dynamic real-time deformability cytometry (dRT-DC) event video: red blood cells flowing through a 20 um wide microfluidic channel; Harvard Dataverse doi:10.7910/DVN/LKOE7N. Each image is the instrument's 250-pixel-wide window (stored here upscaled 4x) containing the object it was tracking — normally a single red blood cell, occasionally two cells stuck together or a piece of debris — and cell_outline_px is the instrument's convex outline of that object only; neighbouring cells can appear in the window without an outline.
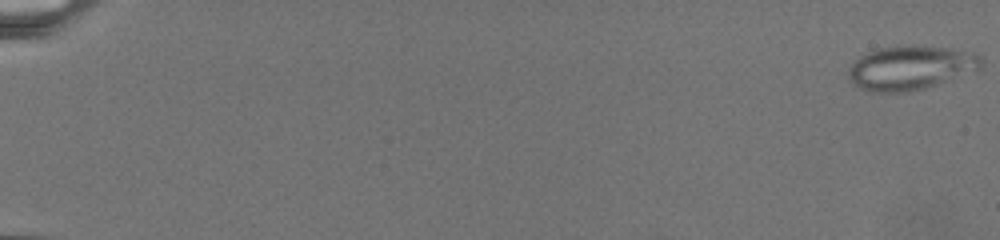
{"species": "common noctule bat (a hibernating species)", "species_latin": "Nyctalus noctula", "temperature_condition": "warm", "stored_images_in_passage": 81, "camera_frame_rate_fps": 3000, "um_per_image_px": 0.085, "animal": {"sex": "female", "body_mass_g": 19.5, "forearm_length_mm": 54.1}, "frame": {"image": 1, "passage_image": 1, "time_ms": 0.0, "image_size_px": [1000, 240], "cell_outline_px": [[984, 64], [980, 68], [936, 84], [924, 88], [908, 92], [868, 92], [852, 84], [848, 80], [848, 72], [852, 64], [860, 56], [876, 48], [908, 44], [912, 44], [948, 48], [980, 56], [984, 60]], "centroid_in_image_um": [77.33, 5.75], "position_along_channel_um": 7.7, "area_um2": 34.04}}
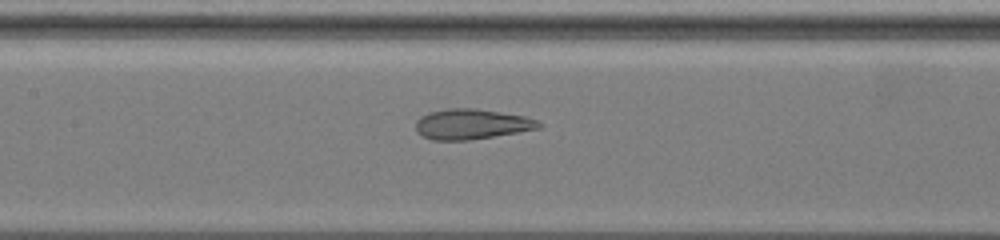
{"frame": {"image": 2, "passage_image": 39, "time_ms": 13.0, "image_size_px": [1000, 240], "cell_outline_px": [[544, 124], [540, 128], [468, 140], [432, 140], [416, 132], [416, 120], [420, 116], [428, 112], [448, 108], [476, 108], [524, 116], [536, 120]], "centroid_in_image_um": [40.05, 10.54], "position_along_channel_um": 167.4, "area_um2": 21.62}}
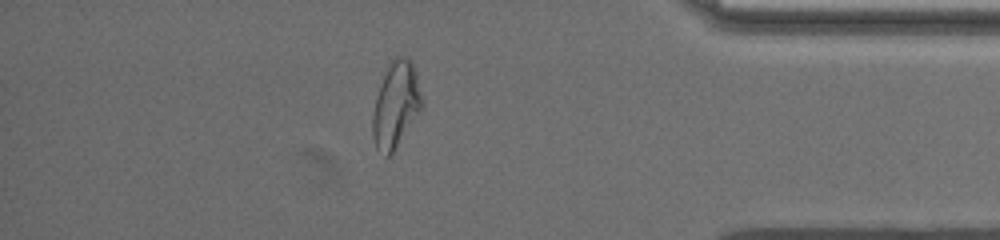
{"frame": {"image": 3, "passage_image": 68, "time_ms": 22.0, "image_size_px": [1000, 240], "cell_outline_px": [[424, 104], [420, 112], [392, 152], [388, 156], [384, 156], [376, 148], [372, 136], [372, 116], [376, 96], [388, 64], [396, 56], [404, 56], [412, 60], [416, 72]], "centroid_in_image_um": [33.65, 8.88], "position_along_channel_um": 401.5, "area_um2": 24.62}}